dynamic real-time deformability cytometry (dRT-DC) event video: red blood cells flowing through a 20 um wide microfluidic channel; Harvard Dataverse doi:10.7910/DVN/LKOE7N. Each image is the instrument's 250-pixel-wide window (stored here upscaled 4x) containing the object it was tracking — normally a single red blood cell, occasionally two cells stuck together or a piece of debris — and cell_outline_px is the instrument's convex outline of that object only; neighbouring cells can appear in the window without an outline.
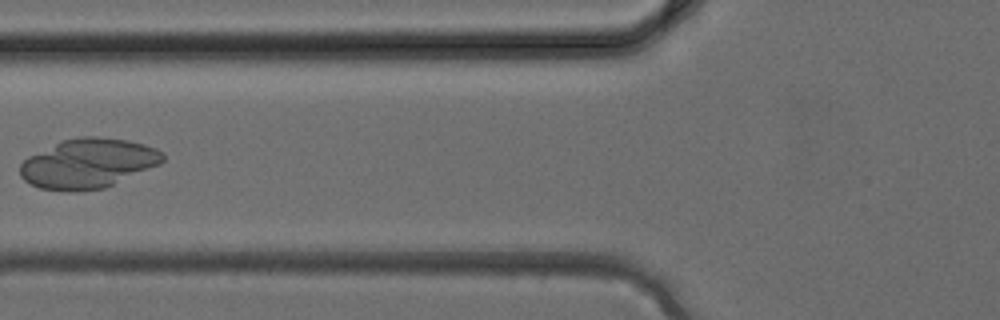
{"species": "common noctule bat (a hibernating species)", "species_latin": "Nyctalus noctula", "temperature_condition": "cold", "stored_images_in_passage": 36, "camera_frame_rate_fps": 3000, "um_per_image_px": 0.085, "animal": {"sex": "female", "body_mass_g": 24.6, "forearm_length_mm": 56.2}, "frame": {"image": 1, "passage_image": 16, "time_ms": 5.0, "image_size_px": [1000, 320], "cell_outline_px": [[164, 160], [160, 164], [104, 188], [76, 192], [72, 192], [40, 188], [24, 180], [20, 176], [20, 164], [28, 156], [60, 140], [80, 136], [96, 136], [128, 140], [144, 144], [156, 148], [164, 152]], "centroid_in_image_um": [7.48, 13.88], "position_along_channel_um": 118.3, "area_um2": 41.44}}